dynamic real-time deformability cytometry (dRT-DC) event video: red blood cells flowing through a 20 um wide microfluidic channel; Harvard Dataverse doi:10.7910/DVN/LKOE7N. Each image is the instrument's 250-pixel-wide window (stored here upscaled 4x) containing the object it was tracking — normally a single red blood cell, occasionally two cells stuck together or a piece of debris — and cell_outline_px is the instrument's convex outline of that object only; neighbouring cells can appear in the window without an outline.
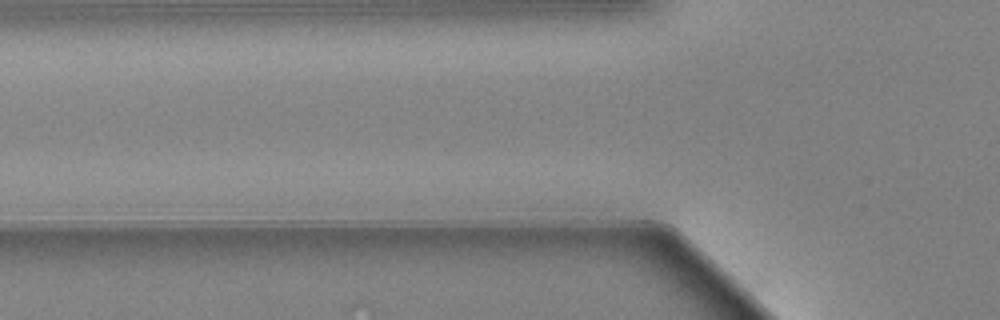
{"species": "Egyptian fruit bat (a non-hibernating species)", "species_latin": "Rousettus aegyptiacus", "temperature_condition": "warm", "stored_images_in_passage": 3, "camera_frame_rate_fps": 3000, "um_per_image_px": 0.085, "animal": {"sex": "female"}, "frame": {"image": 1, "passage_image": 3, "time_ms": 0.667, "image_size_px": [1000, 320], "cell_outline_px": [[608, 16], [600, 28], [552, 32], [424, 32], [420, 24], [420, 20], [428, 12]], "centroid_in_image_um": [43.11, 1.92], "position_along_channel_um": 82.7, "area_um2": 22.95}}